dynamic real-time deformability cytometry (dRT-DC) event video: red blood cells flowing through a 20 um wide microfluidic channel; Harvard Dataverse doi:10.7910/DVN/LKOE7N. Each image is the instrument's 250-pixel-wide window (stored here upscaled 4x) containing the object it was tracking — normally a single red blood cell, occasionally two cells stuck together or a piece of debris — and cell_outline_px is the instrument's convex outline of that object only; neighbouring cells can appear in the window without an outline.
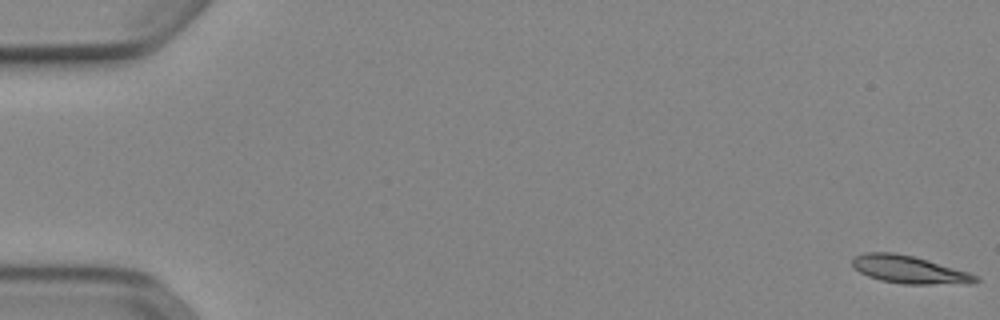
{"species": "Egyptian fruit bat (a non-hibernating species)", "species_latin": "Rousettus aegyptiacus", "temperature_condition": "cold", "stored_images_in_passage": 53, "camera_frame_rate_fps": 3000, "um_per_image_px": 0.085, "animal": {"sex": "female"}, "frame": {"image": 1, "passage_image": 1, "time_ms": 0.0, "image_size_px": [1000, 320], "cell_outline_px": [[980, 280], [972, 284], [904, 284], [880, 280], [868, 276], [860, 272], [852, 264], [852, 260], [856, 256], [864, 252], [892, 252], [912, 256], [928, 260], [968, 272], [976, 276]], "centroid_in_image_um": [77.3, 22.92], "position_along_channel_um": 7.7, "area_um2": 19.77}}
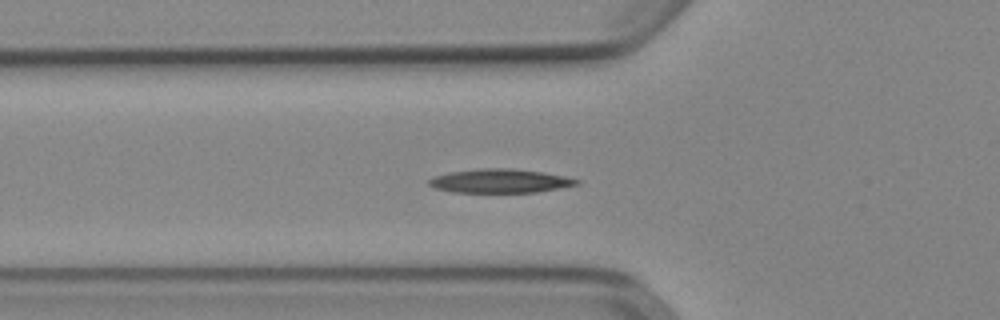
{"frame": {"image": 2, "passage_image": 19, "time_ms": 6.0, "image_size_px": [1000, 320], "cell_outline_px": [[580, 184], [560, 188], [536, 192], [452, 192], [436, 188], [428, 184], [428, 180], [436, 176], [448, 172], [480, 168], [512, 168], [544, 172], [564, 176], [580, 180]], "centroid_in_image_um": [42.52, 15.37], "position_along_channel_um": 83.3, "area_um2": 20.52}}
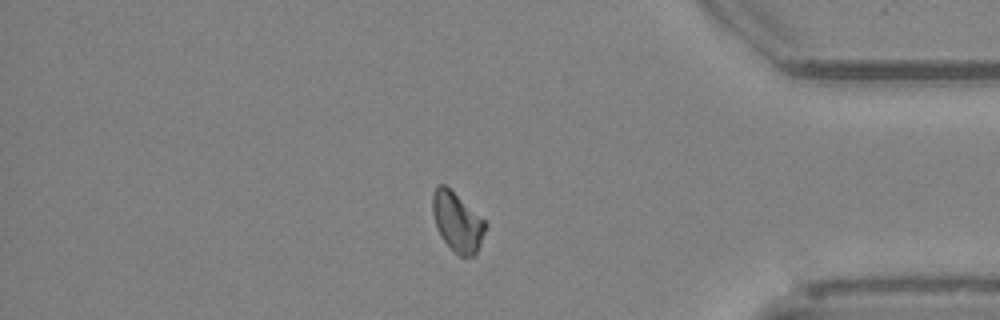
{"frame": {"image": 3, "passage_image": 45, "time_ms": 14.667, "image_size_px": [1000, 320], "cell_outline_px": [[488, 224], [480, 244], [476, 252], [472, 256], [460, 256], [440, 236], [436, 228], [432, 212], [432, 192], [436, 184], [444, 184], [484, 220]], "centroid_in_image_um": [38.84, 18.84], "position_along_channel_um": 396.4, "area_um2": 17.98}, "authors_computed_cell_mechanics": {"area_um2": 19.0162, "velocity_mm_per_s": 3.9129, "shape_relaxation_time_tau1_ms": 7.5768, "shape_relaxation_time_tau2_ms": null, "deformation_change_tau1": 0.1502, "deformation_change_tau2": null}}